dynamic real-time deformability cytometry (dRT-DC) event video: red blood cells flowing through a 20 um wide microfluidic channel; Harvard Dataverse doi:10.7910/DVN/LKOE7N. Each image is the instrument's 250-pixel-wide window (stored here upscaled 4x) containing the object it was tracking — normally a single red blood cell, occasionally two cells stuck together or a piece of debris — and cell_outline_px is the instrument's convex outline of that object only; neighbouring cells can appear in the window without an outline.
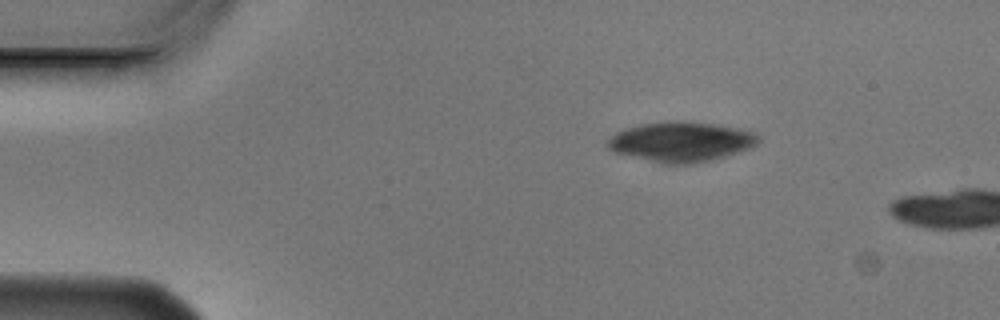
{"species": "Egyptian fruit bat (a non-hibernating species)", "species_latin": "Rousettus aegyptiacus", "temperature_condition": "cold", "stored_images_in_passage": 2, "camera_frame_rate_fps": 3000, "um_per_image_px": 0.085, "animal": {"sex": "male"}, "frame": {"image": 1, "passage_image": 1, "time_ms": 0.0, "image_size_px": [1000, 320], "cell_outline_px": [[760, 140], [756, 144], [740, 152], [712, 160], [692, 164], [660, 164], [612, 152], [608, 148], [608, 140], [616, 132], [640, 124], [676, 120], [684, 120], [716, 124], [740, 128], [756, 132], [760, 136]], "centroid_in_image_um": [57.91, 12.05], "position_along_channel_um": 27.1, "area_um2": 35.55}}